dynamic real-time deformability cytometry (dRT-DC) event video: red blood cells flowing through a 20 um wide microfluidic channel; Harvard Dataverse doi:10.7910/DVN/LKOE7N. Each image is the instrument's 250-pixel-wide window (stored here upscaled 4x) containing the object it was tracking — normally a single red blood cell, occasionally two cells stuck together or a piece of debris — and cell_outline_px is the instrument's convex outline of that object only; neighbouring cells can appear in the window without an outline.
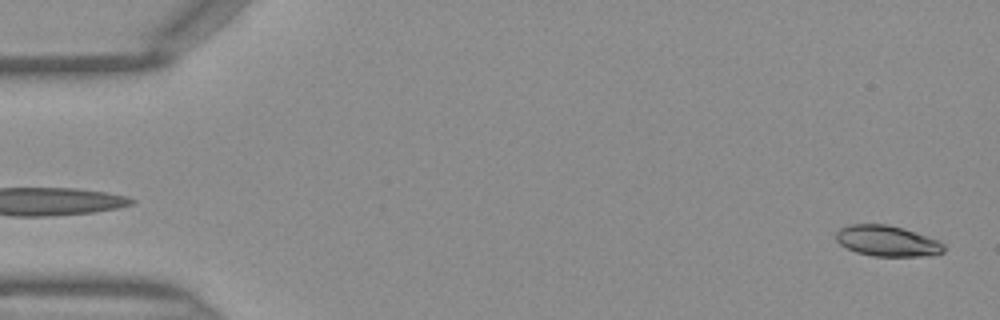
{"species": "Egyptian fruit bat (a non-hibernating species)", "species_latin": "Rousettus aegyptiacus", "temperature_condition": "warm", "stored_images_in_passage": 13, "camera_frame_rate_fps": 3000, "um_per_image_px": 0.085, "frame": {"image": 1, "passage_image": 1, "time_ms": 0.0, "image_size_px": [1000, 320], "cell_outline_px": [[944, 252], [936, 256], [872, 256], [856, 252], [840, 244], [836, 240], [836, 232], [840, 228], [852, 224], [888, 224], [904, 228], [940, 240], [944, 244]], "centroid_in_image_um": [75.46, 20.48], "position_along_channel_um": 9.5, "area_um2": 19.59}}